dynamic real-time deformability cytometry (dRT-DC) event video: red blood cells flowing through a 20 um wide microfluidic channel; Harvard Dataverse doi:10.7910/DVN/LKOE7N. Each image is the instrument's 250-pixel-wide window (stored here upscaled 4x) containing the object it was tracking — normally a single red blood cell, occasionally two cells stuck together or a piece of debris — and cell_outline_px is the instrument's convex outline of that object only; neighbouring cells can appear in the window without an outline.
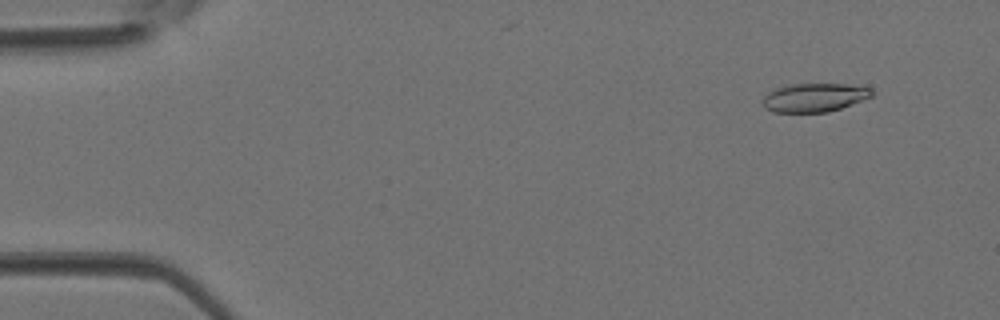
{"species": "Egyptian fruit bat (a non-hibernating species)", "species_latin": "Rousettus aegyptiacus", "temperature_condition": "room temperature", "stored_images_in_passage": 4, "camera_frame_rate_fps": 3000, "um_per_image_px": 0.085, "animal": {"sex": "female"}, "frame": {"image": 1, "passage_image": 1, "time_ms": 0.0, "image_size_px": [1000, 320], "cell_outline_px": [[872, 96], [840, 108], [828, 112], [772, 112], [764, 108], [760, 100], [772, 88], [792, 84], [844, 84], [872, 88]], "centroid_in_image_um": [69.13, 8.29], "position_along_channel_um": 15.9, "area_um2": 18.26}}
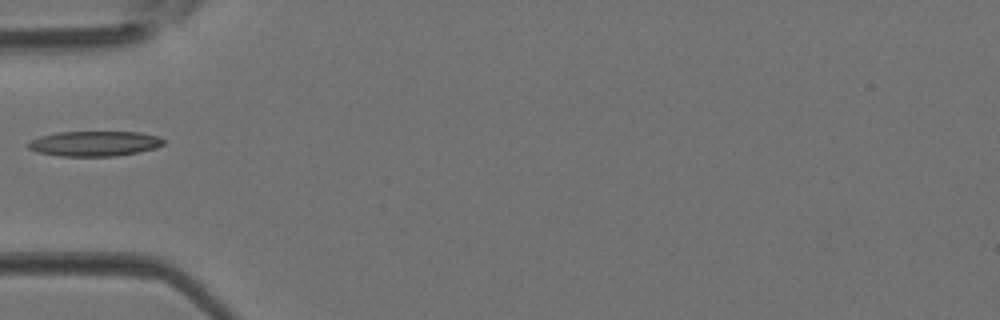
{"frame": {"image": 2, "passage_image": 4, "time_ms": 1.0, "image_size_px": [1000, 320], "cell_outline_px": [[164, 144], [156, 148], [116, 156], [60, 156], [36, 152], [28, 148], [28, 144], [32, 140], [40, 136], [56, 132], [140, 132], [160, 136], [164, 140]], "centroid_in_image_um": [8.04, 12.2], "position_along_channel_um": 77.0, "area_um2": 19.83}}